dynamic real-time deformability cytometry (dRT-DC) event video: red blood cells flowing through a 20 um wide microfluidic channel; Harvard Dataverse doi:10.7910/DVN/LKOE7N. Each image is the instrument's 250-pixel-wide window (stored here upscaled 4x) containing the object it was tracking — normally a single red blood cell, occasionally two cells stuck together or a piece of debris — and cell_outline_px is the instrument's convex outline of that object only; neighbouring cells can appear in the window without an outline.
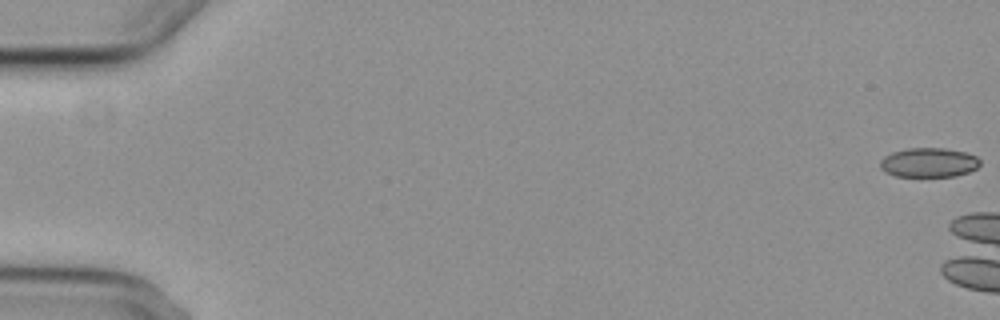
{"species": "common noctule bat (a hibernating species)", "species_latin": "Nyctalus noctula", "temperature_condition": "cold", "stored_images_in_passage": 5, "camera_frame_rate_fps": 3000, "um_per_image_px": 0.085, "animal": {"sex": "female", "body_mass_g": 29.2, "forearm_length_mm": 56.3}, "frame": {"image": 1, "passage_image": 1, "time_ms": 0.0, "image_size_px": [1000, 320], "cell_outline_px": [[980, 164], [976, 168], [968, 172], [956, 176], [896, 176], [884, 172], [880, 168], [880, 160], [884, 156], [892, 152], [908, 148], [944, 148], [964, 152], [976, 156], [980, 160]], "centroid_in_image_um": [78.92, 13.81], "position_along_channel_um": 6.1, "area_um2": 17.11}}